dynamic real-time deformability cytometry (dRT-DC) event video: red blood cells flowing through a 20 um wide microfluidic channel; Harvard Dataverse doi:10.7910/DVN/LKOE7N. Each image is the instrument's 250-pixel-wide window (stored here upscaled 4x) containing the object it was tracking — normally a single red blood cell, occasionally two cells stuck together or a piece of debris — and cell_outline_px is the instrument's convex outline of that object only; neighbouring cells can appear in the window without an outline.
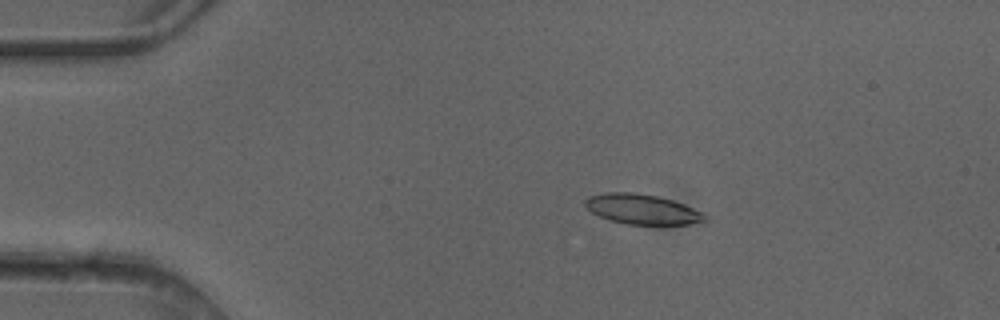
{"species": "common noctule bat (a hibernating species)", "species_latin": "Nyctalus noctula", "temperature_condition": "cold", "stored_images_in_passage": 5, "camera_frame_rate_fps": 3000, "um_per_image_px": 0.085, "animal": {"sex": "female"}, "frame": {"image": 1, "passage_image": 2, "time_ms": 0.333, "image_size_px": [1000, 320], "cell_outline_px": [[708, 220], [688, 224], [624, 224], [608, 220], [592, 212], [584, 204], [584, 200], [588, 196], [604, 192], [636, 192], [656, 196], [672, 200], [684, 204], [708, 216]], "centroid_in_image_um": [54.54, 17.78], "position_along_channel_um": 30.5, "area_um2": 20.92}}
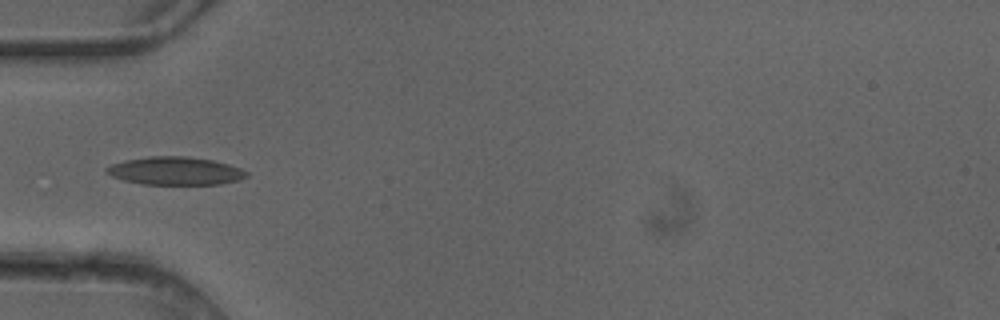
{"frame": {"image": 2, "passage_image": 4, "time_ms": 1.0, "image_size_px": [1000, 320], "cell_outline_px": [[248, 176], [240, 180], [220, 184], [140, 184], [124, 180], [112, 176], [104, 172], [104, 168], [112, 164], [124, 160], [148, 156], [188, 156], [212, 160], [228, 164], [240, 168], [248, 172]], "centroid_in_image_um": [14.88, 14.52], "position_along_channel_um": 70.1, "area_um2": 23.0}}
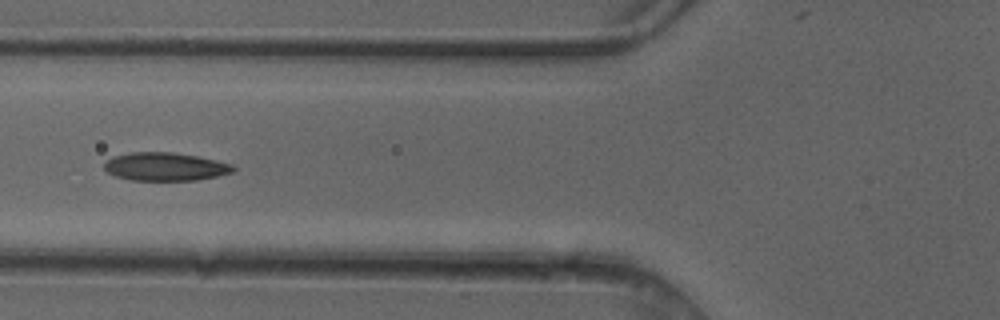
{"frame": {"image": 3, "passage_image": 5, "time_ms": 1.333, "image_size_px": [1000, 320], "cell_outline_px": [[236, 168], [232, 172], [216, 176], [196, 180], [132, 180], [116, 176], [108, 172], [104, 168], [104, 160], [112, 156], [132, 152], [172, 152], [196, 156], [216, 160], [232, 164]], "centroid_in_image_um": [14.01, 14.16], "position_along_channel_um": 111.8, "area_um2": 21.15}}